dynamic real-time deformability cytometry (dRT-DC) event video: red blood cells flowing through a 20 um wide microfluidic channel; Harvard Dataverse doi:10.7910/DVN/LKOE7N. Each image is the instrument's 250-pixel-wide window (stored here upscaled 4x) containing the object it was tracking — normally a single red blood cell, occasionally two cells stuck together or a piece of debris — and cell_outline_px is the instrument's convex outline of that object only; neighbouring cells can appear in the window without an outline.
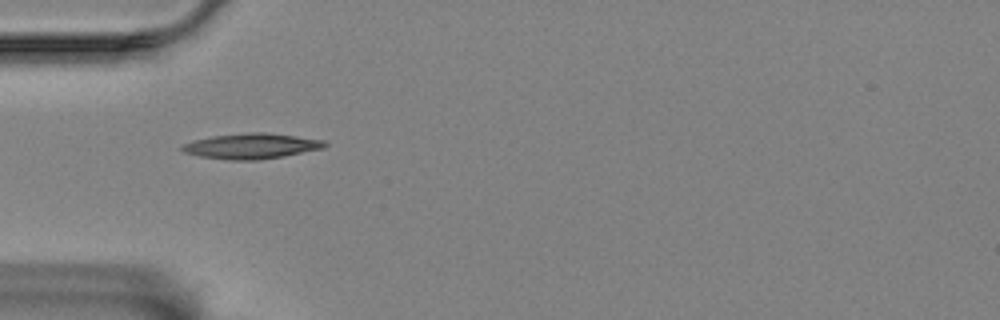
{"species": "Egyptian fruit bat (a non-hibernating species)", "species_latin": "Rousettus aegyptiacus", "temperature_condition": "room temperature", "stored_images_in_passage": 28, "camera_frame_rate_fps": 3000, "um_per_image_px": 0.085, "animal": {"sex": "female"}, "frame": {"image": 1, "passage_image": 1, "time_ms": 0.0, "image_size_px": [1000, 320], "cell_outline_px": [[328, 144], [324, 148], [284, 156], [260, 160], [228, 160], [200, 156], [184, 152], [180, 148], [184, 144], [192, 140], [212, 136], [248, 132], [264, 132], [296, 136], [324, 140]], "centroid_in_image_um": [21.37, 12.41], "position_along_channel_um": 63.6, "area_um2": 21.15}}
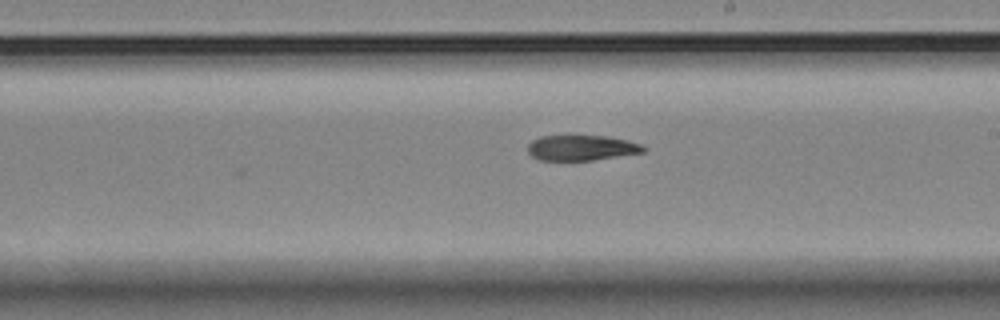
{"frame": {"image": 2, "passage_image": 16, "time_ms": 5.0, "image_size_px": [1000, 320], "cell_outline_px": [[644, 152], [592, 160], [540, 160], [532, 156], [528, 152], [528, 144], [532, 140], [540, 136], [568, 132], [572, 132], [608, 136], [628, 140], [640, 144], [644, 148]], "centroid_in_image_um": [49.36, 12.49], "position_along_channel_um": 239.6, "area_um2": 17.98}}
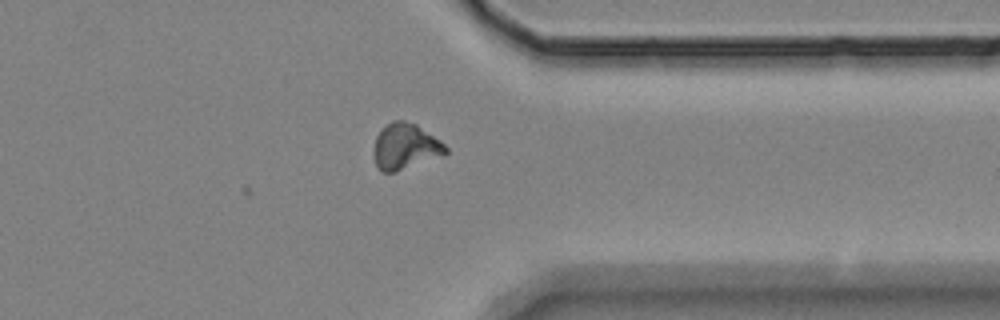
{"frame": {"image": 3, "passage_image": 28, "time_ms": 9.0, "image_size_px": [1000, 320], "cell_outline_px": [[448, 152], [444, 156], [392, 172], [384, 172], [376, 164], [372, 152], [372, 148], [376, 136], [392, 120], [404, 120], [416, 124], [440, 140], [448, 148]], "centroid_in_image_um": [34.46, 12.45], "position_along_channel_um": 376.9, "area_um2": 19.19}, "authors_computed_cell_mechanics": {"area_um2": 18.3804, "velocity_mm_per_s": 3.5207, "shape_relaxation_time_tau1_ms": 8.5377, "shape_relaxation_time_tau2_ms": null, "deformation_change_tau1": 0.2017, "deformation_change_tau2": null}}